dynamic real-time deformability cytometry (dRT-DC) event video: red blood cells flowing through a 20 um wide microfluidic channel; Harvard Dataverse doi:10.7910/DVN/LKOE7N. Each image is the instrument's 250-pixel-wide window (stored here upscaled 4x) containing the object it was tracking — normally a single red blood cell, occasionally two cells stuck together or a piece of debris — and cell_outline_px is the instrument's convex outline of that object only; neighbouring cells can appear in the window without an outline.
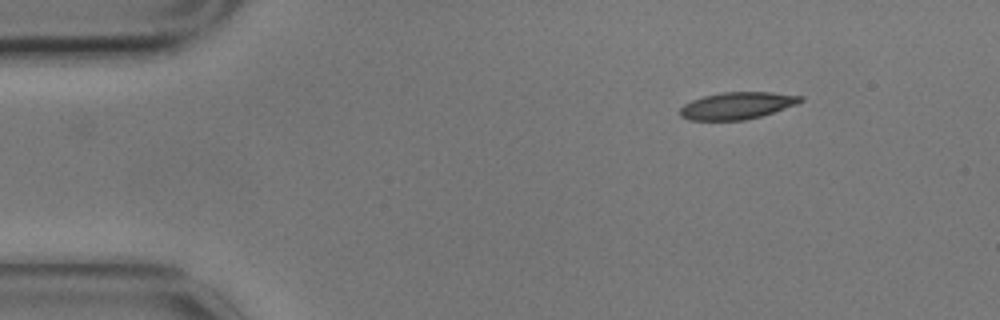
{"species": "common noctule bat (a hibernating species)", "species_latin": "Nyctalus noctula", "temperature_condition": "cold", "stored_images_in_passage": 51, "camera_frame_rate_fps": 3000, "um_per_image_px": 0.085, "animal": {"sex": "male", "body_mass_g": 17.9}, "frame": {"image": 1, "passage_image": 1, "time_ms": 0.0, "image_size_px": [1000, 320], "cell_outline_px": [[804, 100], [796, 104], [760, 116], [744, 120], [688, 120], [680, 116], [680, 108], [684, 104], [692, 100], [704, 96], [724, 92], [772, 92], [804, 96]], "centroid_in_image_um": [62.64, 8.97], "position_along_channel_um": 22.4, "area_um2": 18.84}}
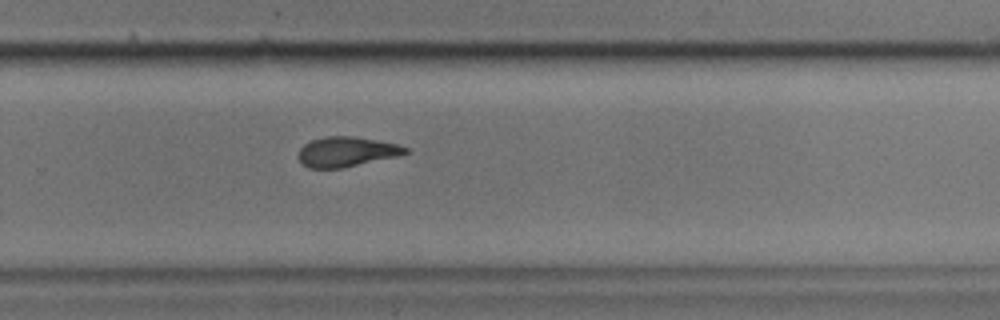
{"frame": {"image": 2, "passage_image": 31, "time_ms": 10.0, "image_size_px": [1000, 320], "cell_outline_px": [[408, 152], [396, 156], [340, 168], [308, 168], [300, 160], [300, 148], [304, 144], [312, 140], [328, 136], [352, 136], [400, 144], [408, 148]], "centroid_in_image_um": [29.46, 12.89], "position_along_channel_um": 300.3, "area_um2": 18.26}}
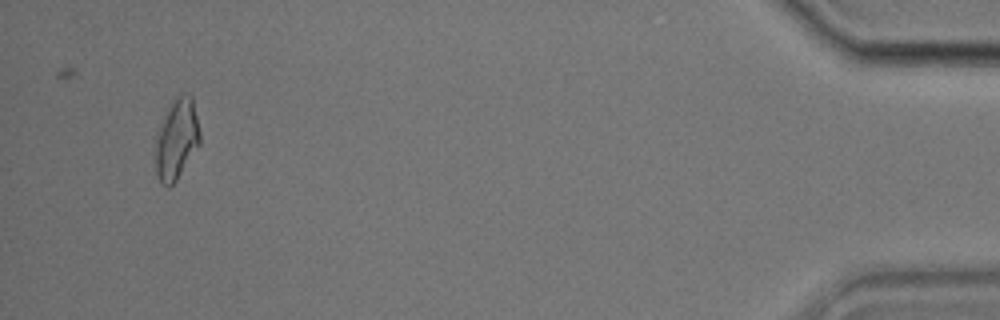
{"frame": {"image": 3, "passage_image": 48, "time_ms": 15.667, "image_size_px": [1000, 320], "cell_outline_px": [[200, 144], [176, 180], [168, 188], [160, 180], [156, 172], [152, 144], [160, 120], [168, 108], [184, 92], [192, 96], [200, 132]], "centroid_in_image_um": [14.96, 11.85], "position_along_channel_um": 420.2, "area_um2": 21.21}, "authors_computed_cell_mechanics": {"area_um2": 19.2474, "velocity_mm_per_s": 3.4787, "shape_relaxation_time_tau1_ms": 8.4649, "shape_relaxation_time_tau2_ms": 4.6051, "deformation_change_tau1": 0.2105, "deformation_change_tau2": 0.1186}}